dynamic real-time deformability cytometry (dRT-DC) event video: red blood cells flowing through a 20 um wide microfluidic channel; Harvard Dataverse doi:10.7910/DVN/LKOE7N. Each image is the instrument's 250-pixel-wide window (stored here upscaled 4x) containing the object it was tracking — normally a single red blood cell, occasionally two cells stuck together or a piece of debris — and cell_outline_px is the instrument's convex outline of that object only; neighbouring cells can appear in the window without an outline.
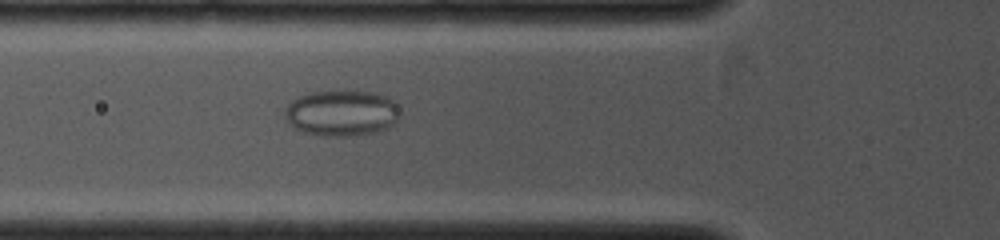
{"species": "common noctule bat (a hibernating species)", "species_latin": "Nyctalus noctula", "temperature_condition": "cold", "stored_images_in_passage": 13, "camera_frame_rate_fps": 4000, "um_per_image_px": 0.085, "animal": {"sex": "female", "body_mass_g": 19.0, "forearm_length_mm": 53.3}, "frame": {"image": 1, "passage_image": 13, "time_ms": 4.25, "image_size_px": [1000, 240], "cell_outline_px": [[400, 116], [388, 128], [376, 132], [348, 136], [324, 136], [300, 132], [292, 128], [284, 120], [284, 108], [292, 100], [308, 92], [344, 88], [348, 88], [372, 92], [388, 96], [396, 100], [400, 112]], "centroid_in_image_um": [29.02, 9.57], "position_along_channel_um": 96.8, "area_um2": 32.19}}